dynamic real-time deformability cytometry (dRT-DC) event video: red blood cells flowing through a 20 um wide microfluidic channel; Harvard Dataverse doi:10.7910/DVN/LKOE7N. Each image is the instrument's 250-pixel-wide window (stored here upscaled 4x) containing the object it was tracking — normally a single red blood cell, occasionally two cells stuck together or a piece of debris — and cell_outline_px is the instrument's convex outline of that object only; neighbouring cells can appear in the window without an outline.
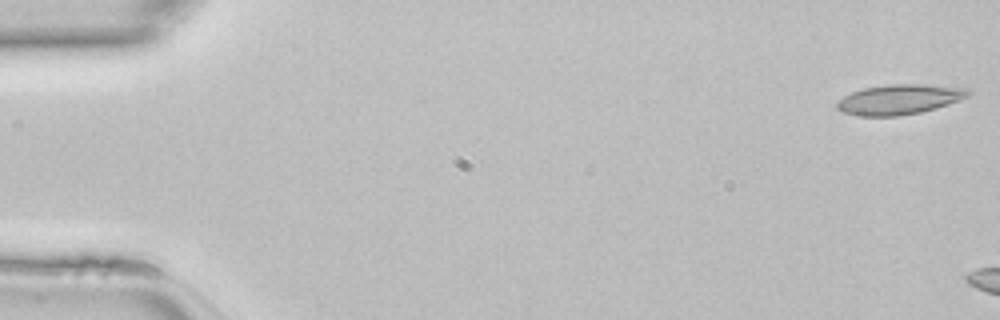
{"species": "common noctule bat (a hibernating species)", "species_latin": "Nyctalus noctula", "temperature_condition": "room temperature", "stored_images_in_passage": 6, "camera_frame_rate_fps": 3000, "um_per_image_px": 0.085, "animal": {"sex": "female", "body_mass_g": 22.7, "forearm_length_mm": 54.2}, "frame": {"image": 1, "passage_image": 1, "time_ms": 0.0, "image_size_px": [1000, 320], "cell_outline_px": [[972, 92], [968, 96], [960, 100], [936, 108], [920, 112], [896, 116], [860, 116], [844, 112], [836, 108], [836, 104], [844, 96], [852, 92], [864, 88], [888, 84], [924, 84], [968, 88]], "centroid_in_image_um": [76.47, 8.44], "position_along_channel_um": 8.5, "area_um2": 22.89}}